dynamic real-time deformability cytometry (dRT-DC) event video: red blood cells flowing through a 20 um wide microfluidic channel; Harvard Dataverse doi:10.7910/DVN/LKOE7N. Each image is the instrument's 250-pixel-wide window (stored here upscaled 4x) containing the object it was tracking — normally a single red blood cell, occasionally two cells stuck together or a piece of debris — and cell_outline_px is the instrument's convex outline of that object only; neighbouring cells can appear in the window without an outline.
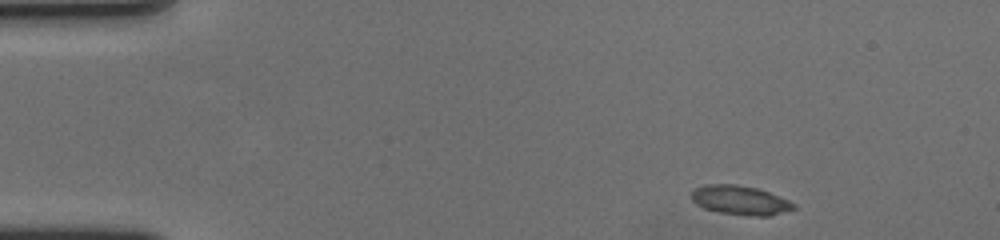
{"species": "human", "species_latin": "Homo sapiens", "temperature_condition": "cold", "stored_images_in_passage": 51, "camera_frame_rate_fps": 3000, "um_per_image_px": 0.085, "donor": {"sex": "female"}, "frame": {"image": 1, "passage_image": 1, "time_ms": 0.0, "image_size_px": [1000, 240], "cell_outline_px": [[796, 208], [768, 216], [748, 216], [720, 212], [704, 208], [696, 204], [692, 200], [692, 188], [704, 184], [736, 184], [756, 188], [768, 192], [788, 200], [796, 204]], "centroid_in_image_um": [62.88, 17.01], "position_along_channel_um": 22.1, "area_um2": 17.4}}
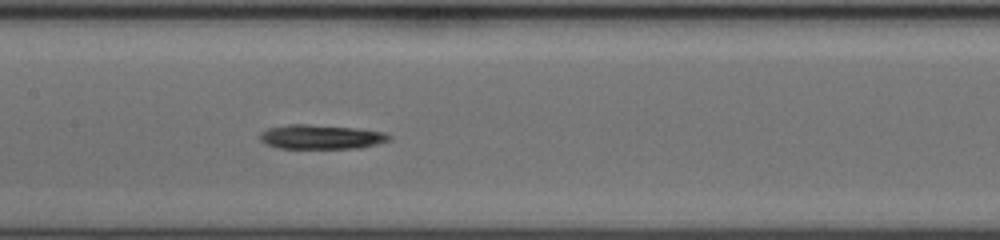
{"frame": {"image": 2, "passage_image": 22, "time_ms": 7.0, "image_size_px": [1000, 240], "cell_outline_px": [[392, 140], [360, 148], [280, 148], [264, 144], [260, 140], [260, 132], [268, 128], [288, 124], [308, 124], [356, 128], [384, 132], [392, 136]], "centroid_in_image_um": [27.29, 11.63], "position_along_channel_um": 180.1, "area_um2": 18.44}}
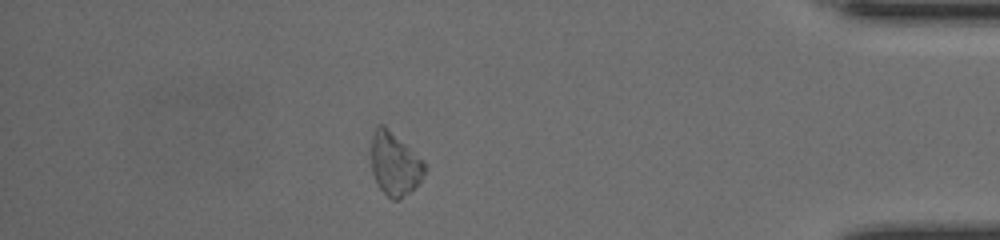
{"frame": {"image": 3, "passage_image": 44, "time_ms": 14.333, "image_size_px": [1000, 240], "cell_outline_px": [[428, 168], [420, 180], [400, 200], [392, 200], [376, 184], [372, 172], [368, 152], [372, 136], [376, 124], [384, 124], [424, 160]], "centroid_in_image_um": [33.5, 13.89], "position_along_channel_um": 401.7, "area_um2": 20.23}}